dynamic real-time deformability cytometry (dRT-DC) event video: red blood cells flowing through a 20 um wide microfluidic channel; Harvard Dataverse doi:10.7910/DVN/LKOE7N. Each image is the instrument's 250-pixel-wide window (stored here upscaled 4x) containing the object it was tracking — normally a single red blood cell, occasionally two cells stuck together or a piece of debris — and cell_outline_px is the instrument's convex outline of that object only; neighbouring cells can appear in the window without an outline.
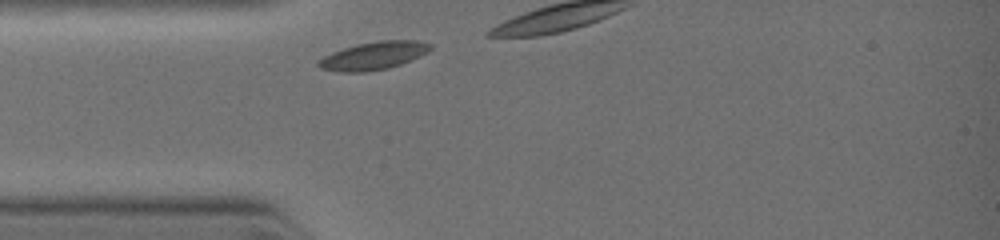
{"species": "common noctule bat (a hibernating species)", "species_latin": "Nyctalus noctula", "temperature_condition": "warm", "stored_images_in_passage": 4, "camera_frame_rate_fps": 3000, "um_per_image_px": 0.085, "animal": {"sex": "female", "body_mass_g": 19.0, "forearm_length_mm": 51.5}, "frame": {"image": 1, "passage_image": 1, "time_ms": 0.0, "image_size_px": [1000, 240], "cell_outline_px": [[432, 48], [428, 52], [400, 64], [388, 68], [364, 72], [340, 72], [320, 68], [316, 64], [324, 56], [332, 52], [356, 44], [376, 40], [416, 40], [432, 44]], "centroid_in_image_um": [31.75, 4.72], "position_along_channel_um": 53.2, "area_um2": 18.15}}